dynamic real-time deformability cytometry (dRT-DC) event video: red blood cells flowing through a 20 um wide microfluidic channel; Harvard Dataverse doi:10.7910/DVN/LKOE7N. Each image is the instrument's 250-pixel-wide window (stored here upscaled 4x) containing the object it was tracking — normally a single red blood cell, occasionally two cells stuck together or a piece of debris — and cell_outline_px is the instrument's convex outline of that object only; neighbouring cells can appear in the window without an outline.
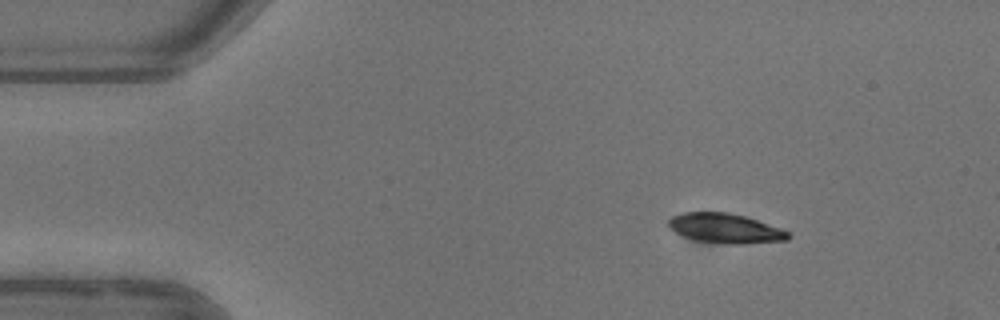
{"species": "common noctule bat (a hibernating species)", "species_latin": "Nyctalus noctula", "temperature_condition": "warm", "stored_images_in_passage": 3, "camera_frame_rate_fps": 3000, "um_per_image_px": 0.085, "animal": {"sex": "female"}, "frame": {"image": 1, "passage_image": 1, "time_ms": 0.0, "image_size_px": [1000, 320], "cell_outline_px": [[792, 236], [788, 240], [744, 244], [732, 244], [696, 240], [684, 236], [668, 228], [668, 216], [680, 212], [728, 212], [744, 216], [780, 228], [788, 232]], "centroid_in_image_um": [61.61, 19.4], "position_along_channel_um": 23.4, "area_um2": 20.75}}